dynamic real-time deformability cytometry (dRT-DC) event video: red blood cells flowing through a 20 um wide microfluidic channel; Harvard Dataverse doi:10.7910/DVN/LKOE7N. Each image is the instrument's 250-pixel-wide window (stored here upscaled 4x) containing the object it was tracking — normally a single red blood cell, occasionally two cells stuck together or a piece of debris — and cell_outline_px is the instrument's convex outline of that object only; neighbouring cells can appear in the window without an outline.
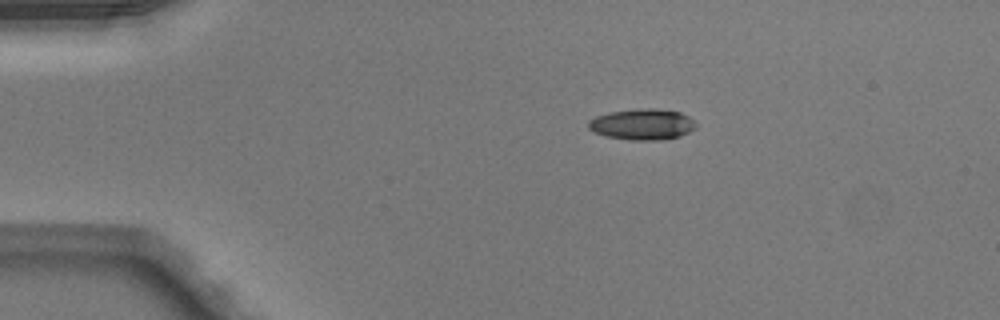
{"species": "Egyptian fruit bat (a non-hibernating species)", "species_latin": "Rousettus aegyptiacus", "temperature_condition": "warm", "stored_images_in_passage": 41, "camera_frame_rate_fps": 3000, "um_per_image_px": 0.085, "animal": {"sex": "male"}, "frame": {"image": 1, "passage_image": 1, "time_ms": 0.0, "image_size_px": [1000, 320], "cell_outline_px": [[696, 128], [680, 136], [664, 140], [632, 140], [604, 136], [588, 128], [588, 120], [596, 116], [608, 112], [640, 108], [656, 108], [680, 112], [688, 116], [696, 124]], "centroid_in_image_um": [54.59, 10.56], "position_along_channel_um": 30.4, "area_um2": 19.54}}
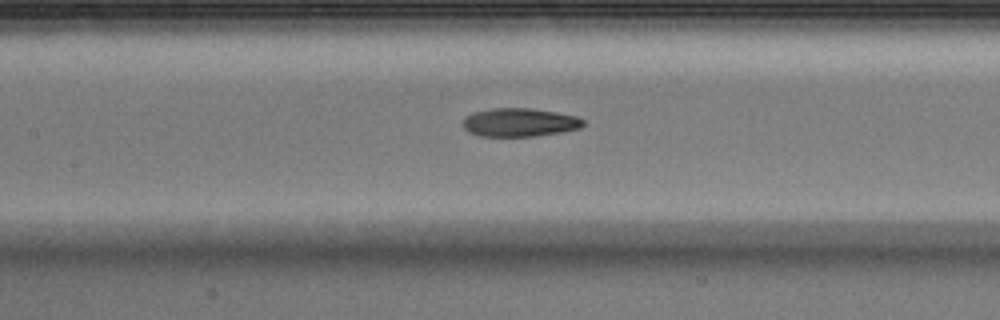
{"frame": {"image": 2, "passage_image": 15, "time_ms": 4.667, "image_size_px": [1000, 320], "cell_outline_px": [[584, 124], [580, 128], [564, 132], [536, 136], [480, 136], [468, 132], [460, 124], [464, 116], [472, 112], [492, 108], [532, 108], [556, 112], [576, 116], [584, 120]], "centroid_in_image_um": [44.12, 10.4], "position_along_channel_um": 163.3, "area_um2": 20.29}}
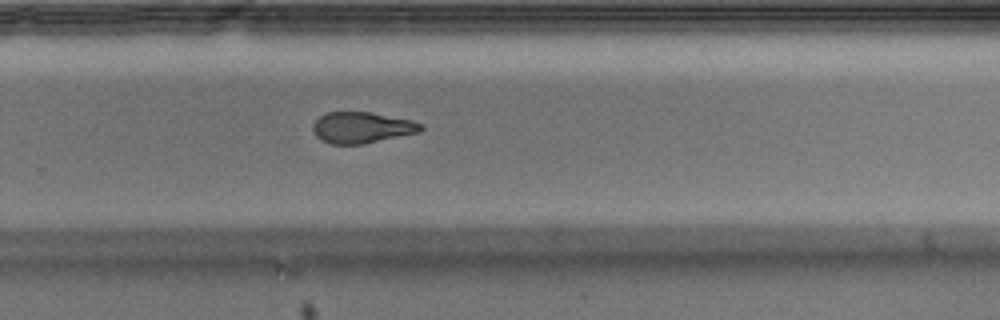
{"frame": {"image": 3, "passage_image": 25, "time_ms": 8.0, "image_size_px": [1000, 320], "cell_outline_px": [[424, 128], [420, 132], [364, 144], [332, 144], [320, 140], [316, 136], [312, 128], [312, 124], [324, 112], [368, 112], [412, 120], [420, 124]], "centroid_in_image_um": [30.73, 10.85], "position_along_channel_um": 299.1, "area_um2": 19.59}, "authors_computed_cell_mechanics": {"area_um2": 20.6346, "velocity_mm_per_s": 4.0828, "shape_relaxation_time_tau1_ms": 4.7393, "shape_relaxation_time_tau2_ms": 3.9342, "deformation_change_tau1": 0.1909, "deformation_change_tau2": 0.1374}}